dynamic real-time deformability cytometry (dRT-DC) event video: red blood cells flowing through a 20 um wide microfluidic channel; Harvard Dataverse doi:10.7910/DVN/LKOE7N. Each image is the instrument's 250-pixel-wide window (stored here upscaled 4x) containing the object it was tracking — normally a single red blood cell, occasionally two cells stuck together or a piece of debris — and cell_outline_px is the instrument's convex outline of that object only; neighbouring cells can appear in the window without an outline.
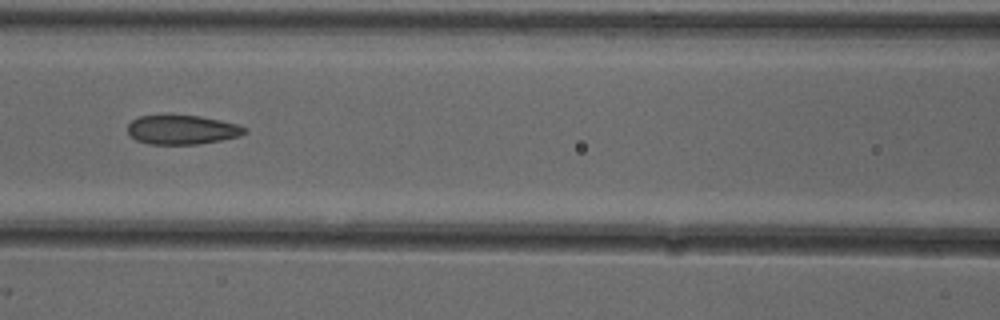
{"species": "common noctule bat (a hibernating species)", "species_latin": "Nyctalus noctula", "temperature_condition": "cold", "stored_images_in_passage": 9, "camera_frame_rate_fps": 3000, "um_per_image_px": 0.085, "animal": {"sex": "female"}, "frame": {"image": 1, "passage_image": 6, "time_ms": 1.667, "image_size_px": [1000, 320], "cell_outline_px": [[248, 132], [240, 136], [220, 140], [196, 144], [148, 144], [136, 140], [128, 132], [128, 124], [132, 120], [140, 116], [164, 112], [200, 116], [240, 124], [248, 128]], "centroid_in_image_um": [15.48, 10.98], "position_along_channel_um": 151.1, "area_um2": 20.69}}
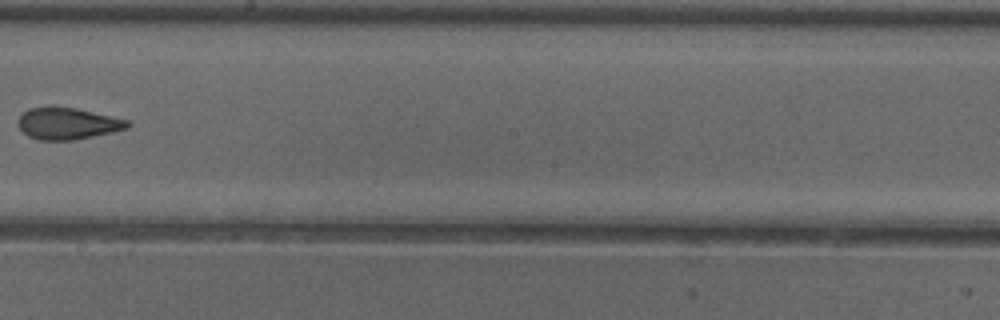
{"frame": {"image": 2, "passage_image": 8, "time_ms": 2.333, "image_size_px": [1000, 320], "cell_outline_px": [[132, 124], [128, 128], [112, 132], [72, 140], [40, 140], [28, 136], [20, 128], [20, 116], [28, 108], [52, 104], [76, 108], [128, 120]], "centroid_in_image_um": [5.74, 10.47], "position_along_channel_um": 242.5, "area_um2": 20.35}}
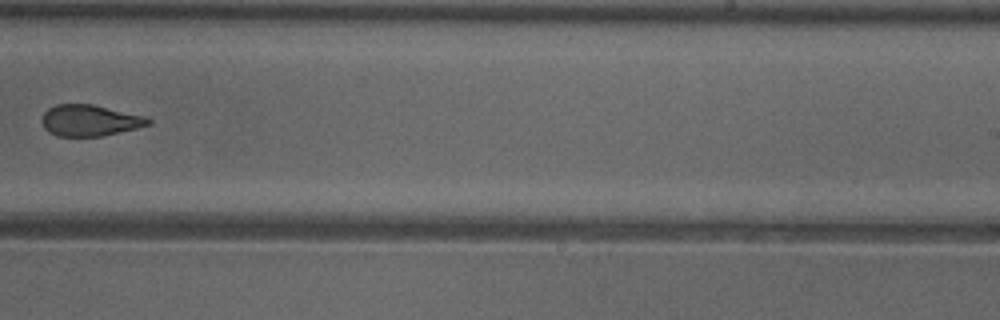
{"frame": {"image": 3, "passage_image": 9, "time_ms": 2.667, "image_size_px": [1000, 320], "cell_outline_px": [[152, 124], [136, 128], [100, 136], [56, 136], [48, 132], [44, 128], [40, 120], [44, 112], [48, 108], [56, 104], [92, 104], [144, 116], [152, 120]], "centroid_in_image_um": [7.58, 10.23], "position_along_channel_um": 281.4, "area_um2": 19.36}}